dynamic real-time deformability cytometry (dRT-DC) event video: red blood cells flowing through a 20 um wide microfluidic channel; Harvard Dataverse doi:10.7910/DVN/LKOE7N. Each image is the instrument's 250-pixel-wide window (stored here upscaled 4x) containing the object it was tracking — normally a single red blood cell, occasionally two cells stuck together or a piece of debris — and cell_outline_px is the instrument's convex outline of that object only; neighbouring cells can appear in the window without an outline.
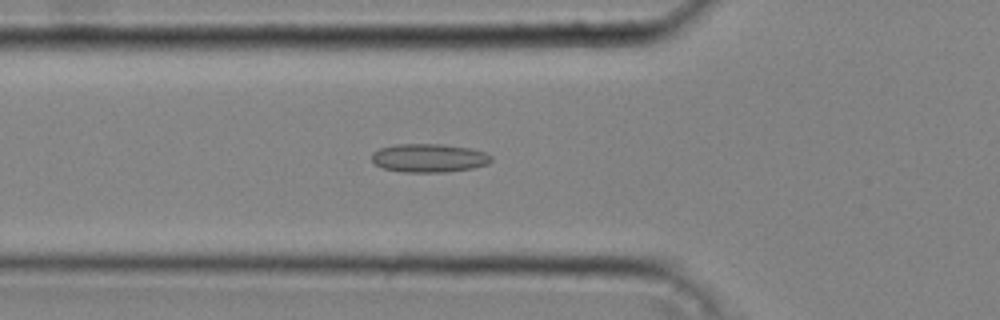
{"species": "common noctule bat (a hibernating species)", "species_latin": "Nyctalus noctula", "temperature_condition": "cold", "stored_images_in_passage": 44, "camera_frame_rate_fps": 3000, "um_per_image_px": 0.085, "animal": {"sex": "male", "body_mass_g": 20.4}, "frame": {"image": 1, "passage_image": 16, "time_ms": 5.0, "image_size_px": [1000, 320], "cell_outline_px": [[492, 160], [488, 164], [472, 168], [444, 172], [404, 172], [384, 168], [376, 164], [372, 160], [372, 152], [380, 148], [396, 144], [444, 144], [468, 148], [484, 152], [492, 156]], "centroid_in_image_um": [36.47, 13.42], "position_along_channel_um": 89.3, "area_um2": 19.77}}
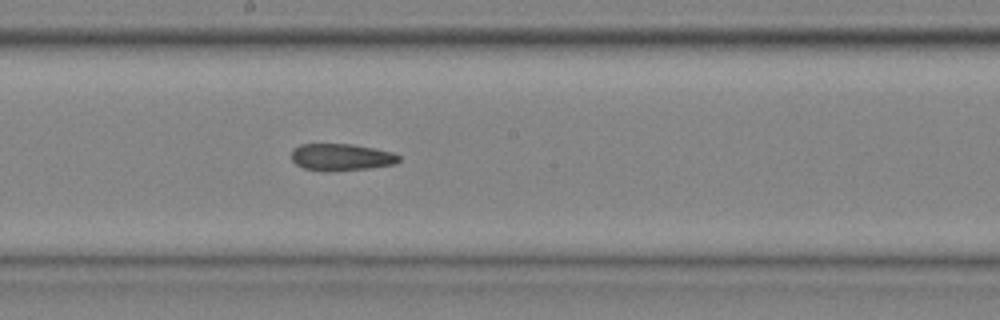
{"frame": {"image": 2, "passage_image": 25, "time_ms": 8.0, "image_size_px": [1000, 320], "cell_outline_px": [[400, 160], [396, 164], [372, 168], [324, 172], [304, 168], [296, 164], [292, 160], [292, 148], [300, 144], [352, 144], [376, 148], [392, 152], [400, 156]], "centroid_in_image_um": [29.02, 13.36], "position_along_channel_um": 219.2, "area_um2": 17.17}}
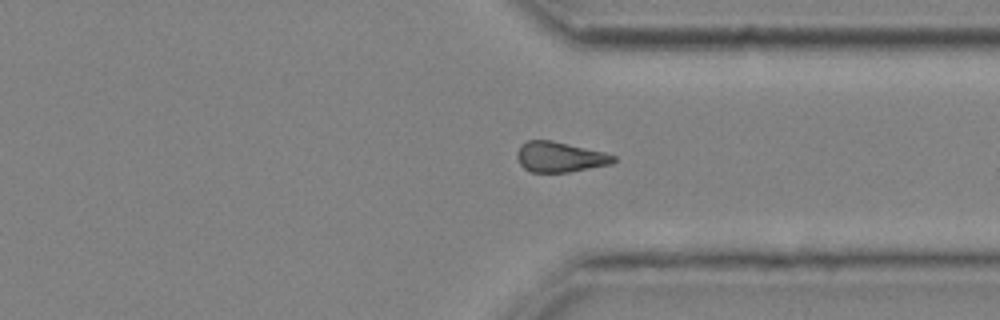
{"frame": {"image": 3, "passage_image": 35, "time_ms": 11.333, "image_size_px": [1000, 320], "cell_outline_px": [[616, 160], [612, 164], [568, 172], [532, 172], [524, 168], [520, 164], [516, 156], [516, 152], [520, 144], [528, 140], [552, 140], [604, 152], [616, 156]], "centroid_in_image_um": [47.57, 13.33], "position_along_channel_um": 363.8, "area_um2": 17.11}, "authors_computed_cell_mechanics": {"area_um2": 18.0047, "velocity_mm_per_s": 4.319, "shape_relaxation_time_tau1_ms": null, "shape_relaxation_time_tau2_ms": 7.7449, "deformation_change_tau1": null, "deformation_change_tau2": 0.1722}}